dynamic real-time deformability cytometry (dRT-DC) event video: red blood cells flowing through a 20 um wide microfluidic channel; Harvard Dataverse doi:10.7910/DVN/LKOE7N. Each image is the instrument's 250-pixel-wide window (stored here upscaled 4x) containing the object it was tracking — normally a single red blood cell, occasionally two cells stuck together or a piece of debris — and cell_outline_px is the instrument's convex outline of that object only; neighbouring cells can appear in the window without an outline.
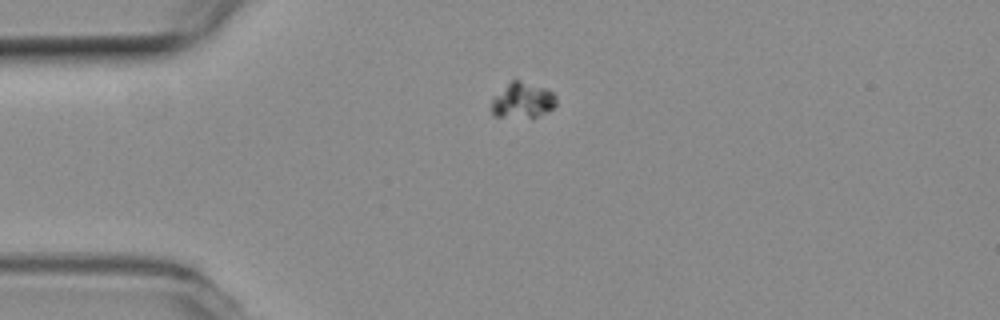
{"species": "common noctule bat (a hibernating species)", "species_latin": "Nyctalus noctula", "temperature_condition": "room temperature", "stored_images_in_passage": 43, "camera_frame_rate_fps": 3000, "um_per_image_px": 0.085, "animal": {"sex": "female", "body_mass_g": 19.3, "forearm_length_mm": 54.1}, "frame": {"image": 1, "passage_image": 1, "time_ms": 0.0, "image_size_px": [1000, 320], "cell_outline_px": [[556, 104], [548, 112], [536, 116], [496, 116], [492, 112], [492, 100], [512, 80], [520, 80], [548, 88], [556, 96]], "centroid_in_image_um": [44.48, 8.51], "position_along_channel_um": 40.5, "area_um2": 13.01}}
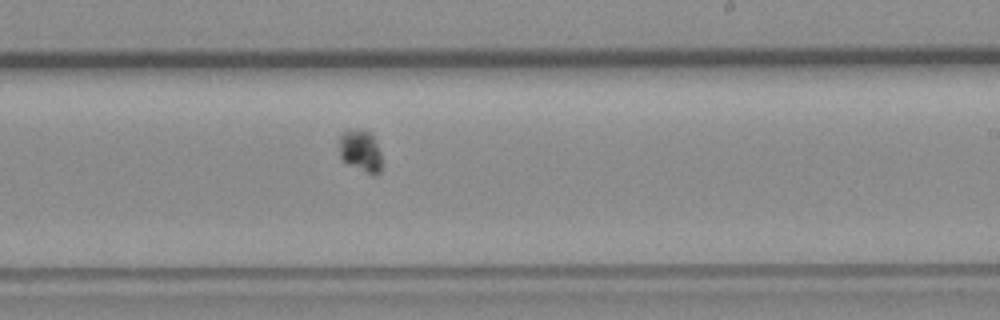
{"frame": {"image": 2, "passage_image": 21, "time_ms": 6.667, "image_size_px": [1000, 320], "cell_outline_px": [[384, 164], [380, 172], [376, 176], [372, 176], [348, 164], [340, 156], [340, 136], [344, 132], [372, 132], [380, 152]], "centroid_in_image_um": [30.73, 12.92], "position_along_channel_um": 258.3, "area_um2": 10.35}}
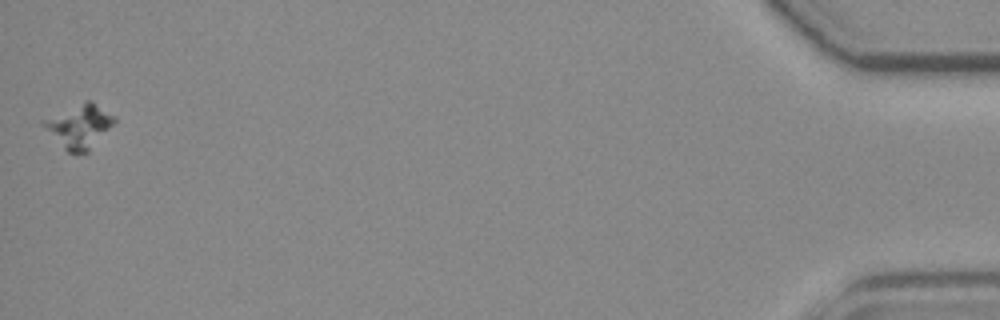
{"frame": {"image": 3, "passage_image": 43, "time_ms": 14.0, "image_size_px": [1000, 320], "cell_outline_px": [[116, 120], [88, 152], [68, 152], [40, 124], [40, 120], [84, 100], [92, 100], [116, 116]], "centroid_in_image_um": [6.73, 10.68], "position_along_channel_um": 428.5, "area_um2": 17.92}}